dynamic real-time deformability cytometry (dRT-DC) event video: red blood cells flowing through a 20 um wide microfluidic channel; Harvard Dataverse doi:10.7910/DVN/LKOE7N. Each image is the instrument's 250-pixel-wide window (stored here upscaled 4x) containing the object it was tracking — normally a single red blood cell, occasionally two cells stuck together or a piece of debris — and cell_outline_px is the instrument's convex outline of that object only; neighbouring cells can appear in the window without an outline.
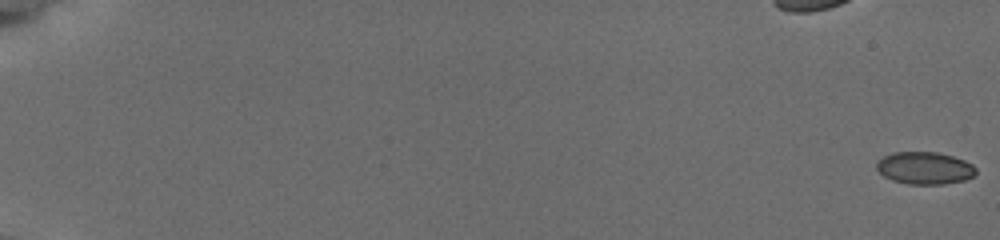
{"species": "common noctule bat (a hibernating species)", "species_latin": "Nyctalus noctula", "temperature_condition": "cold", "stored_images_in_passage": 50, "camera_frame_rate_fps": 3000, "um_per_image_px": 0.085, "animal": {"sex": "female", "body_mass_g": 19.5, "forearm_length_mm": 54.1}, "frame": {"image": 1, "passage_image": 1, "time_ms": 0.0, "image_size_px": [1000, 240], "cell_outline_px": [[976, 172], [972, 176], [964, 180], [944, 184], [908, 184], [892, 180], [884, 176], [876, 168], [876, 160], [892, 152], [936, 152], [952, 156], [964, 160], [972, 164], [976, 168]], "centroid_in_image_um": [78.57, 14.28], "position_along_channel_um": 6.4, "area_um2": 18.73}}
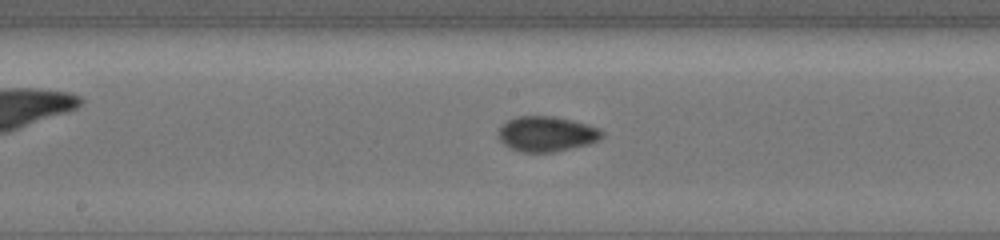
{"frame": {"image": 2, "passage_image": 28, "time_ms": 10.667, "image_size_px": [1000, 240], "cell_outline_px": [[604, 136], [600, 140], [588, 144], [556, 152], [520, 152], [508, 148], [496, 136], [496, 132], [500, 124], [516, 116], [552, 116], [572, 120], [588, 124], [600, 128], [604, 132]], "centroid_in_image_um": [46.43, 11.38], "position_along_channel_um": 201.8, "area_um2": 21.79}}
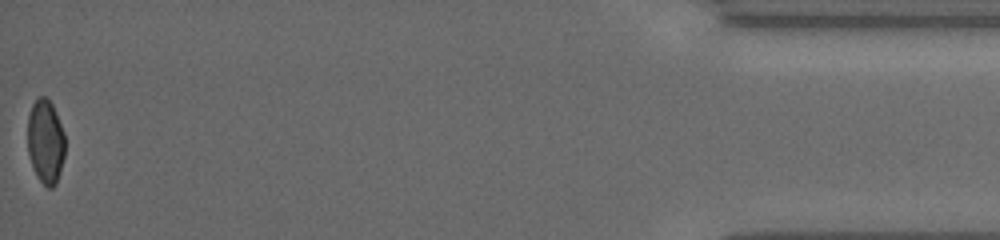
{"frame": {"image": 3, "passage_image": 50, "time_ms": 18.667, "image_size_px": [1000, 240], "cell_outline_px": [[64, 156], [56, 184], [52, 188], [48, 188], [36, 176], [28, 152], [28, 116], [32, 104], [36, 96], [44, 96], [52, 104], [56, 112], [64, 132]], "centroid_in_image_um": [3.86, 12.01], "position_along_channel_um": 431.3, "area_um2": 18.32}, "authors_computed_cell_mechanics": {"area_um2": 19.6231, "velocity_mm_per_s": 3.8446, "shape_relaxation_time_tau1_ms": 8.1278, "shape_relaxation_time_tau2_ms": 2.7552, "deformation_change_tau1": 0.1039, "deformation_change_tau2": 0.0363}}